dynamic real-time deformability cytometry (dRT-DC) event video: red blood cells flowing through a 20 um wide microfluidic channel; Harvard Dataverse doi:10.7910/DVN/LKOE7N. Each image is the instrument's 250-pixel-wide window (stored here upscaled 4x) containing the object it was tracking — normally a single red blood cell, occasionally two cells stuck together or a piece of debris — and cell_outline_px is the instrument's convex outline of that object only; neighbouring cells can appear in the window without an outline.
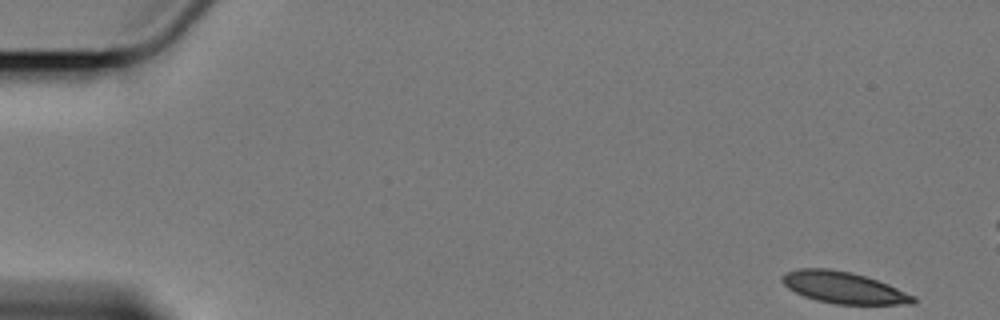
{"species": "Egyptian fruit bat (a non-hibernating species)", "species_latin": "Rousettus aegyptiacus", "temperature_condition": "cold", "stored_images_in_passage": 16, "camera_frame_rate_fps": 3000, "um_per_image_px": 0.085, "animal": {"sex": "female"}, "frame": {"image": 1, "passage_image": 1, "time_ms": 0.0, "image_size_px": [1000, 320], "cell_outline_px": [[916, 304], [836, 304], [816, 300], [804, 296], [788, 288], [780, 280], [780, 276], [784, 272], [796, 268], [828, 268], [852, 272], [888, 284], [916, 296]], "centroid_in_image_um": [71.68, 24.43], "position_along_channel_um": 13.3, "area_um2": 24.28}}